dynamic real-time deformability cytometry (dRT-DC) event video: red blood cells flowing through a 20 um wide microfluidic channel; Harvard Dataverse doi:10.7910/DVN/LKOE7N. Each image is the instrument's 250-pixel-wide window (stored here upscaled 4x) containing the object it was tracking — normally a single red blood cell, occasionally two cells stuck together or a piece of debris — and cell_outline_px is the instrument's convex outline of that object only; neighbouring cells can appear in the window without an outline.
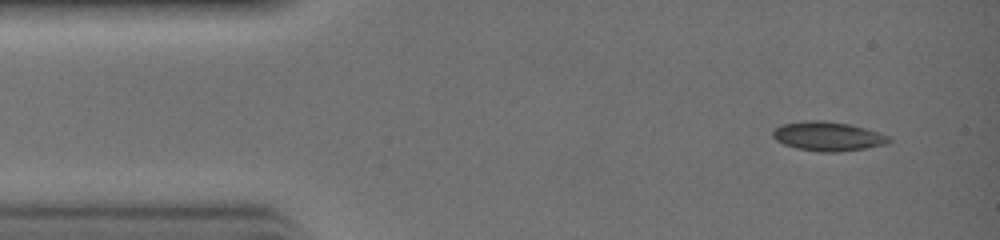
{"species": "common noctule bat (a hibernating species)", "species_latin": "Nyctalus noctula", "temperature_condition": "warm", "stored_images_in_passage": 30, "camera_frame_rate_fps": 3000, "um_per_image_px": 0.085, "animal": {"sex": "female", "body_mass_g": 19.0, "forearm_length_mm": 51.5}, "frame": {"image": 1, "passage_image": 1, "time_ms": 0.0, "image_size_px": [1000, 240], "cell_outline_px": [[892, 140], [888, 144], [840, 152], [820, 152], [796, 148], [784, 144], [776, 140], [772, 136], [772, 128], [780, 124], [804, 120], [824, 120], [848, 124], [864, 128], [888, 136]], "centroid_in_image_um": [70.31, 11.58], "position_along_channel_um": 14.7, "area_um2": 19.88}}
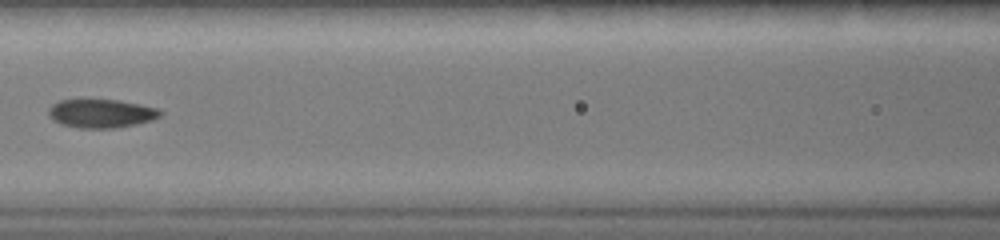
{"frame": {"image": 2, "passage_image": 12, "time_ms": 3.667, "image_size_px": [1000, 240], "cell_outline_px": [[164, 112], [160, 116], [152, 120], [136, 124], [116, 128], [76, 128], [60, 124], [52, 120], [48, 116], [48, 108], [52, 104], [60, 100], [80, 96], [120, 100], [160, 108]], "centroid_in_image_um": [8.55, 9.59], "position_along_channel_um": 158.0, "area_um2": 19.77}}
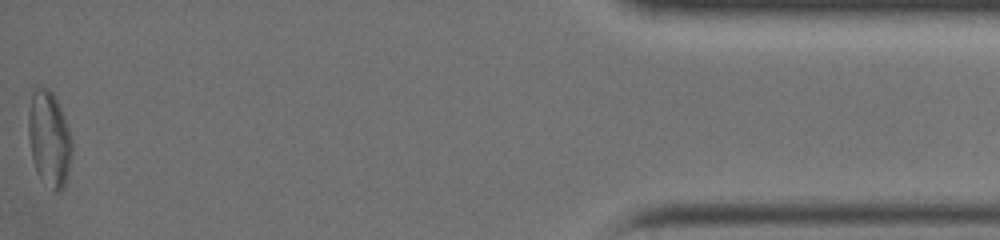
{"frame": {"image": 3, "passage_image": 30, "time_ms": 9.667, "image_size_px": [1000, 240], "cell_outline_px": [[72, 152], [64, 184], [56, 192], [40, 176], [36, 168], [32, 156], [28, 136], [28, 112], [32, 92], [36, 88], [48, 88], [52, 92], [60, 104], [72, 140]], "centroid_in_image_um": [4.17, 11.71], "position_along_channel_um": 431.0, "area_um2": 23.7}}